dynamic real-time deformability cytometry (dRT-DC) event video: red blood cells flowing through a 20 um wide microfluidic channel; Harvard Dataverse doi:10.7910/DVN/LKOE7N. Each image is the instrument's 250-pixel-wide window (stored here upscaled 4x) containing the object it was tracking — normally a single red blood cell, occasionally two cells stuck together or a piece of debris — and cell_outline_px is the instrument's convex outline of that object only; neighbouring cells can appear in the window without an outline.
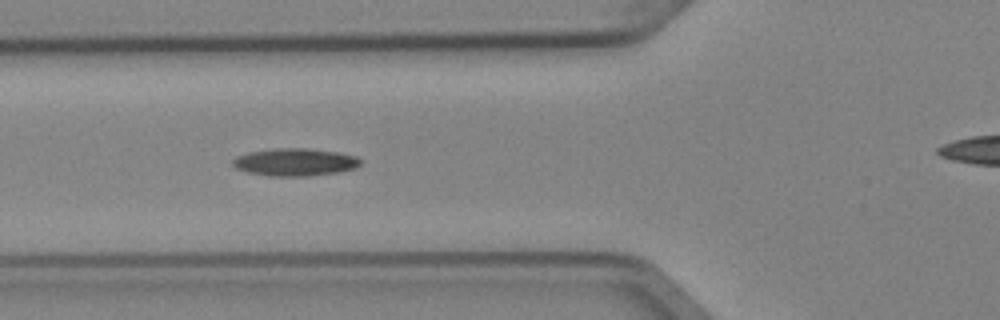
{"species": "Egyptian fruit bat (a non-hibernating species)", "species_latin": "Rousettus aegyptiacus", "temperature_condition": "cold", "stored_images_in_passage": 5, "camera_frame_rate_fps": 3000, "um_per_image_px": 0.085, "animal": {"sex": "female"}, "frame": {"image": 1, "passage_image": 3, "time_ms": 0.667, "image_size_px": [1000, 320], "cell_outline_px": [[360, 164], [356, 168], [340, 172], [308, 176], [268, 176], [248, 172], [236, 168], [232, 164], [232, 160], [236, 156], [248, 152], [276, 148], [308, 148], [336, 152], [356, 156], [360, 160]], "centroid_in_image_um": [25.06, 13.78], "position_along_channel_um": 100.7, "area_um2": 20.58}}
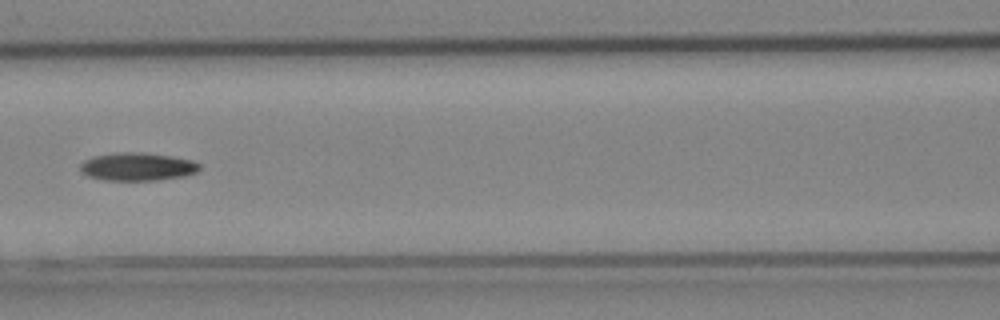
{"frame": {"image": 2, "passage_image": 4, "time_ms": 1.0, "image_size_px": [1000, 320], "cell_outline_px": [[200, 168], [196, 172], [184, 176], [156, 180], [104, 180], [88, 176], [80, 172], [80, 164], [84, 160], [92, 156], [124, 152], [140, 152], [168, 156], [192, 160], [200, 164]], "centroid_in_image_um": [11.65, 14.17], "position_along_channel_um": 155.0, "area_um2": 19.36}}